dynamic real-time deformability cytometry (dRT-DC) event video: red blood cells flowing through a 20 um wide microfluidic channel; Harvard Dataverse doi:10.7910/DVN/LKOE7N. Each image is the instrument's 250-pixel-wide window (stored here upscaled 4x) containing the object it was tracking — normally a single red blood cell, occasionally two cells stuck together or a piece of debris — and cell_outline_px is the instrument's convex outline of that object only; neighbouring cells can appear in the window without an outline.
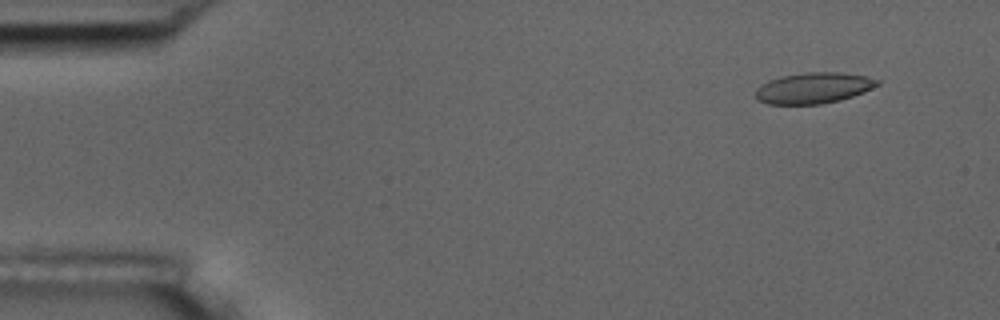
{"species": "common noctule bat (a hibernating species)", "species_latin": "Nyctalus noctula", "temperature_condition": "room temperature", "stored_images_in_passage": 54, "camera_frame_rate_fps": 3000, "um_per_image_px": 0.085, "animal": {"sex": "male", "body_mass_g": 17.5, "forearm_length_mm": 52.3}, "frame": {"image": 1, "passage_image": 5, "time_ms": 1.333, "image_size_px": [1000, 320], "cell_outline_px": [[880, 84], [864, 92], [840, 100], [820, 104], [768, 104], [756, 100], [756, 88], [760, 84], [768, 80], [780, 76], [804, 72], [840, 72], [864, 76], [880, 80]], "centroid_in_image_um": [69.12, 7.47], "position_along_channel_um": 15.9, "area_um2": 22.08}}
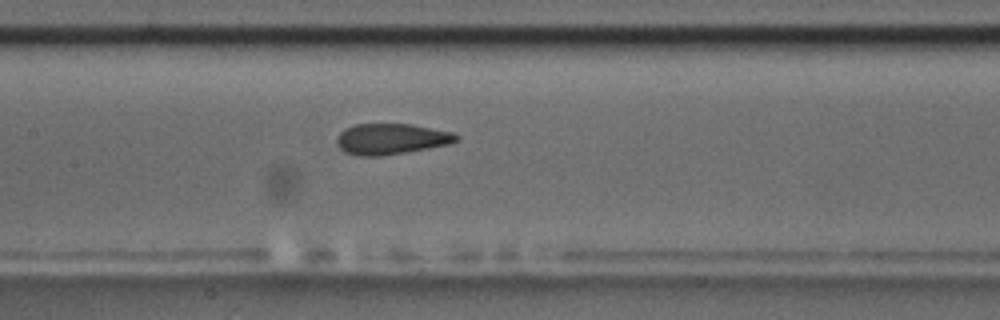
{"frame": {"image": 2, "passage_image": 26, "time_ms": 8.333, "image_size_px": [1000, 320], "cell_outline_px": [[460, 140], [448, 144], [428, 148], [380, 156], [360, 156], [344, 152], [336, 144], [336, 136], [344, 128], [356, 124], [412, 124], [452, 132], [460, 136]], "centroid_in_image_um": [33.23, 11.8], "position_along_channel_um": 174.2, "area_um2": 21.56}}
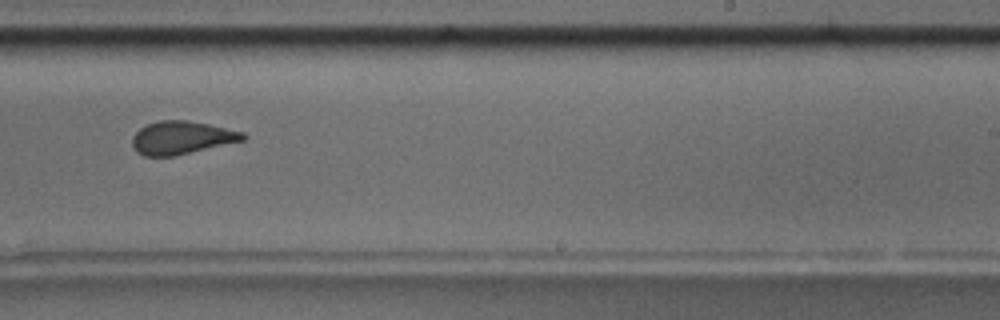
{"frame": {"image": 3, "passage_image": 34, "time_ms": 11.0, "image_size_px": [1000, 320], "cell_outline_px": [[248, 136], [244, 140], [176, 156], [144, 156], [136, 152], [132, 148], [132, 136], [140, 128], [148, 124], [160, 120], [188, 120], [208, 124], [244, 132]], "centroid_in_image_um": [15.42, 11.71], "position_along_channel_um": 273.6, "area_um2": 21.44}, "authors_computed_cell_mechanics": {"area_um2": 22.0507, "velocity_mm_per_s": 3.7437, "shape_relaxation_time_tau1_ms": 10.4238, "shape_relaxation_time_tau2_ms": 1.87, "deformation_change_tau1": 0.2373, "deformation_change_tau2": 0.0727}}